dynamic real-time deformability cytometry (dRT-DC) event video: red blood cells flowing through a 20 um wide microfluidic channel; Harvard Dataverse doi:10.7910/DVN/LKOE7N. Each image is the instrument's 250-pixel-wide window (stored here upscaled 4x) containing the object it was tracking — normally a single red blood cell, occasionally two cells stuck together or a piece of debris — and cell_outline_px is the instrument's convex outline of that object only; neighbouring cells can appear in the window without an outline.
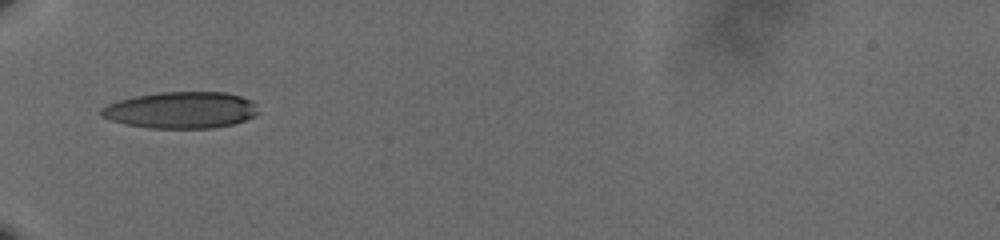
{"species": "human", "species_latin": "Homo sapiens", "temperature_condition": "cold", "stored_images_in_passage": 37, "camera_frame_rate_fps": 3000, "um_per_image_px": 0.085, "donor": {"sex": "male"}, "frame": {"image": 1, "passage_image": 1, "time_ms": 0.0, "image_size_px": [1000, 240], "cell_outline_px": [[256, 112], [252, 116], [244, 120], [232, 124], [212, 128], [148, 128], [124, 124], [100, 116], [100, 108], [108, 104], [132, 96], [160, 92], [224, 92], [240, 96], [252, 100], [256, 104]], "centroid_in_image_um": [15.34, 9.35], "position_along_channel_um": 69.7, "area_um2": 33.41}}
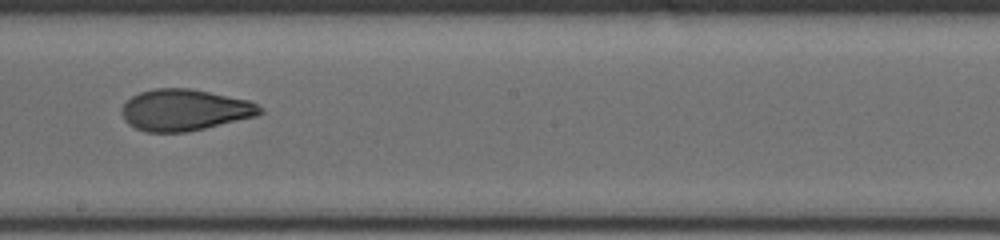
{"frame": {"image": 2, "passage_image": 15, "time_ms": 4.667, "image_size_px": [1000, 240], "cell_outline_px": [[264, 112], [256, 116], [204, 128], [184, 132], [144, 132], [128, 124], [124, 120], [120, 112], [120, 108], [132, 96], [140, 92], [156, 88], [188, 88], [248, 100], [264, 108]], "centroid_in_image_um": [15.66, 9.35], "position_along_channel_um": 232.5, "area_um2": 33.23}}
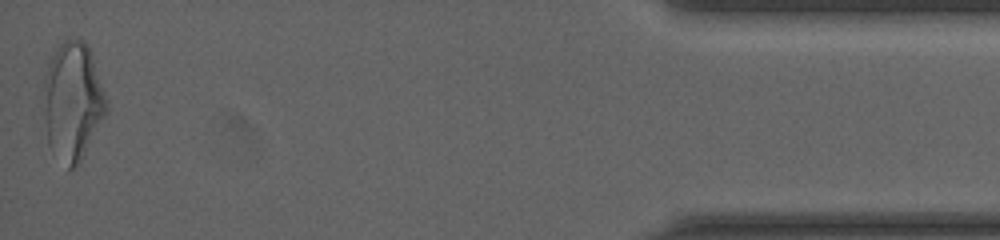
{"frame": {"image": 3, "passage_image": 37, "time_ms": 12.0, "image_size_px": [1000, 240], "cell_outline_px": [[108, 112], [80, 164], [72, 168], [68, 168], [48, 144], [44, 84], [44, 76], [52, 56], [60, 44], [64, 40], [84, 40], [88, 44], [92, 52], [108, 108]], "centroid_in_image_um": [6.23, 8.61], "position_along_channel_um": 429.0, "area_um2": 42.66}, "authors_computed_cell_mechanics": {"area_um2": 33.7552, "velocity_mm_per_s": 3.6252, "shape_relaxation_time_tau1_ms": 7.2518, "shape_relaxation_time_tau2_ms": 2.1927, "deformation_change_tau1": 0.206, "deformation_change_tau2": 0.0828}}